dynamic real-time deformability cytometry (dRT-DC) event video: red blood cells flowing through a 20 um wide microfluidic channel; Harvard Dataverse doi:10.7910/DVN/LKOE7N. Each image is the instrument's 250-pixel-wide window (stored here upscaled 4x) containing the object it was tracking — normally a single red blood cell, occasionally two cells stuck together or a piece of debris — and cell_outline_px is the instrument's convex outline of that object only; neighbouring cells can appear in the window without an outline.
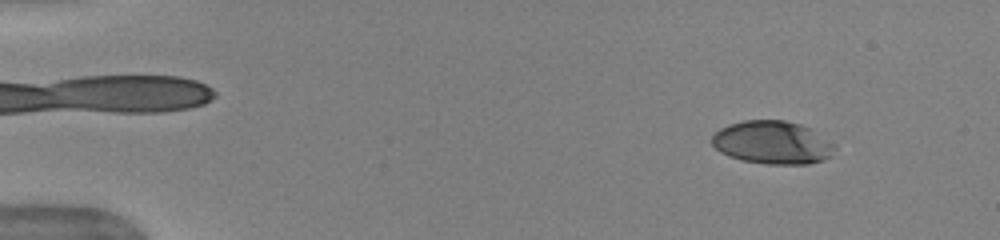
{"species": "human", "species_latin": "Homo sapiens", "temperature_condition": "warm", "stored_images_in_passage": 52, "camera_frame_rate_fps": 3000, "um_per_image_px": 0.085, "donor": {"sex": "female"}, "frame": {"image": 1, "passage_image": 5, "time_ms": 1.333, "image_size_px": [1000, 240], "cell_outline_px": [[836, 148], [832, 156], [824, 160], [808, 164], [764, 164], [740, 160], [728, 156], [720, 152], [712, 144], [712, 132], [728, 124], [744, 120], [784, 120], [800, 124], [812, 128], [836, 144]], "centroid_in_image_um": [65.68, 12.11], "position_along_channel_um": 19.3, "area_um2": 31.44}}
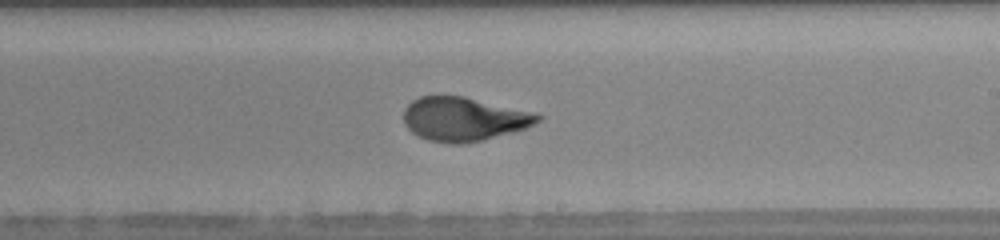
{"frame": {"image": 2, "passage_image": 31, "time_ms": 10.0, "image_size_px": [1000, 240], "cell_outline_px": [[544, 116], [540, 120], [524, 128], [512, 132], [464, 144], [448, 144], [428, 140], [412, 132], [404, 124], [404, 108], [412, 100], [420, 96], [464, 96], [532, 112]], "centroid_in_image_um": [39.38, 10.12], "position_along_channel_um": 249.6, "area_um2": 33.99}}
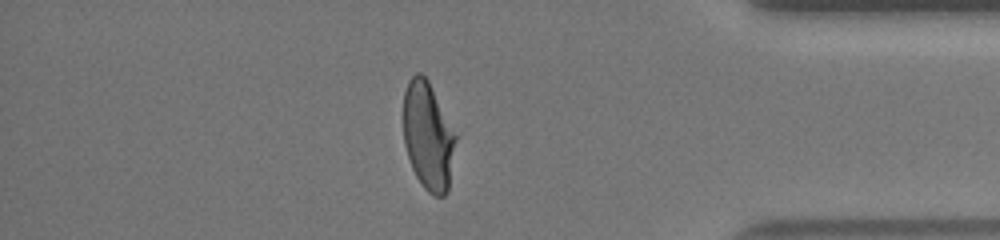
{"frame": {"image": 3, "passage_image": 44, "time_ms": 14.333, "image_size_px": [1000, 240], "cell_outline_px": [[460, 132], [448, 192], [444, 196], [436, 196], [428, 192], [424, 188], [416, 176], [412, 168], [404, 144], [404, 92], [408, 80], [416, 72], [420, 72], [428, 80]], "centroid_in_image_um": [36.47, 11.54], "position_along_channel_um": 398.7, "area_um2": 34.33}}